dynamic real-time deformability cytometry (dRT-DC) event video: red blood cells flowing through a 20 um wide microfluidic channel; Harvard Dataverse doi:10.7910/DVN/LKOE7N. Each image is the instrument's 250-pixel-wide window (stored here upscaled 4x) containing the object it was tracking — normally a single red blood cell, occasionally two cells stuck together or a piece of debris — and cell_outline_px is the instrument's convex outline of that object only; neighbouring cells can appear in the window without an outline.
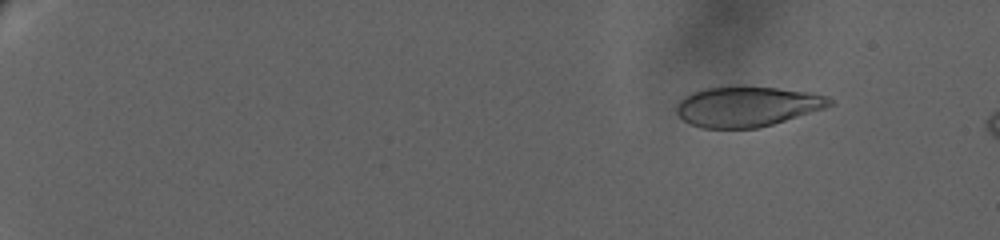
{"species": "human", "species_latin": "Homo sapiens", "temperature_condition": "warm", "stored_images_in_passage": 52, "camera_frame_rate_fps": 3000, "um_per_image_px": 0.085, "donor": {"sex": "female"}, "frame": {"image": 1, "passage_image": 5, "time_ms": 2.333, "image_size_px": [1000, 240], "cell_outline_px": [[836, 104], [824, 108], [772, 124], [756, 128], [704, 128], [692, 124], [684, 120], [676, 112], [676, 108], [680, 100], [684, 96], [692, 92], [704, 88], [732, 84], [736, 84], [776, 88], [808, 92], [828, 96]], "centroid_in_image_um": [63.49, 9.01], "position_along_channel_um": 21.5, "area_um2": 36.18}}
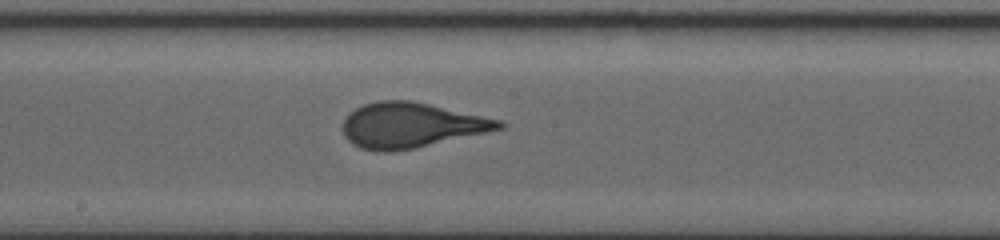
{"frame": {"image": 2, "passage_image": 34, "time_ms": 14.333, "image_size_px": [1000, 240], "cell_outline_px": [[504, 128], [416, 148], [392, 152], [380, 152], [360, 148], [352, 144], [344, 136], [344, 120], [348, 112], [364, 104], [376, 100], [412, 100], [500, 120], [504, 124]], "centroid_in_image_um": [34.9, 10.65], "position_along_channel_um": 213.3, "area_um2": 40.98}}
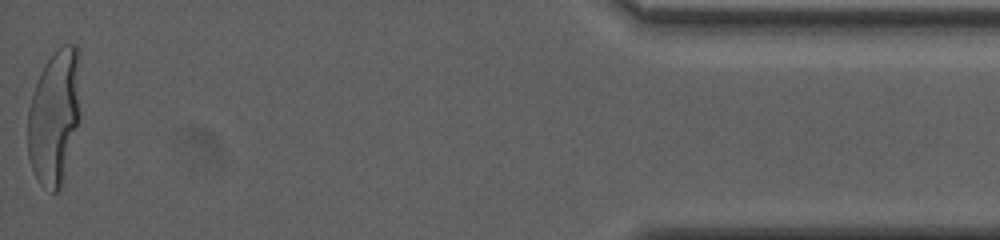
{"frame": {"image": 3, "passage_image": 52, "time_ms": 23.667, "image_size_px": [1000, 240], "cell_outline_px": [[80, 116], [64, 180], [60, 188], [56, 192], [52, 192], [40, 184], [32, 168], [28, 156], [28, 108], [32, 92], [44, 64], [60, 44], [76, 44], [80, 52]], "centroid_in_image_um": [4.65, 9.88], "position_along_channel_um": 430.6, "area_um2": 42.25}, "authors_computed_cell_mechanics": {"area_um2": 39.5641, "velocity_mm_per_s": 3.0246, "shape_relaxation_time_tau1_ms": 6.5176, "shape_relaxation_time_tau2_ms": null, "deformation_change_tau1": 0.2336, "deformation_change_tau2": null}}